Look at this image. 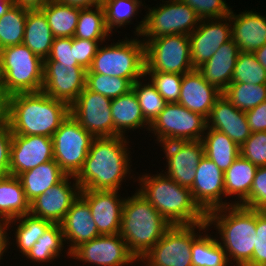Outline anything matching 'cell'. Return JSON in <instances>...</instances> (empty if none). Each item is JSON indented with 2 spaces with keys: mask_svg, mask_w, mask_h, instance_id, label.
Masks as SVG:
<instances>
[{
  "mask_svg": "<svg viewBox=\"0 0 266 266\" xmlns=\"http://www.w3.org/2000/svg\"><path fill=\"white\" fill-rule=\"evenodd\" d=\"M241 206L266 211V166L258 167L253 179L250 195Z\"/></svg>",
  "mask_w": 266,
  "mask_h": 266,
  "instance_id": "47",
  "label": "cell"
},
{
  "mask_svg": "<svg viewBox=\"0 0 266 266\" xmlns=\"http://www.w3.org/2000/svg\"><path fill=\"white\" fill-rule=\"evenodd\" d=\"M140 81L138 79L133 84L132 89L137 96L144 118L151 124L164 109L167 102L159 94L152 82L145 84Z\"/></svg>",
  "mask_w": 266,
  "mask_h": 266,
  "instance_id": "43",
  "label": "cell"
},
{
  "mask_svg": "<svg viewBox=\"0 0 266 266\" xmlns=\"http://www.w3.org/2000/svg\"><path fill=\"white\" fill-rule=\"evenodd\" d=\"M86 73L80 65L44 60L42 91L70 106L86 87Z\"/></svg>",
  "mask_w": 266,
  "mask_h": 266,
  "instance_id": "14",
  "label": "cell"
},
{
  "mask_svg": "<svg viewBox=\"0 0 266 266\" xmlns=\"http://www.w3.org/2000/svg\"><path fill=\"white\" fill-rule=\"evenodd\" d=\"M9 221L5 218L0 216V260L3 259L2 256L4 255V252L7 251L10 242H9V236L6 230L9 229ZM8 236V238H7Z\"/></svg>",
  "mask_w": 266,
  "mask_h": 266,
  "instance_id": "53",
  "label": "cell"
},
{
  "mask_svg": "<svg viewBox=\"0 0 266 266\" xmlns=\"http://www.w3.org/2000/svg\"><path fill=\"white\" fill-rule=\"evenodd\" d=\"M258 167L241 155L224 172L225 197L237 195L233 205H241L250 195Z\"/></svg>",
  "mask_w": 266,
  "mask_h": 266,
  "instance_id": "30",
  "label": "cell"
},
{
  "mask_svg": "<svg viewBox=\"0 0 266 266\" xmlns=\"http://www.w3.org/2000/svg\"><path fill=\"white\" fill-rule=\"evenodd\" d=\"M66 175L53 159L21 173L18 178L21 181L26 199L31 202L37 196L44 194L47 189L59 183Z\"/></svg>",
  "mask_w": 266,
  "mask_h": 266,
  "instance_id": "28",
  "label": "cell"
},
{
  "mask_svg": "<svg viewBox=\"0 0 266 266\" xmlns=\"http://www.w3.org/2000/svg\"><path fill=\"white\" fill-rule=\"evenodd\" d=\"M11 223L19 224L17 225L14 235L16 238V246L23 256L29 252L35 242H37V240L53 224L48 220L33 216L30 213L10 220L9 227L11 226Z\"/></svg>",
  "mask_w": 266,
  "mask_h": 266,
  "instance_id": "36",
  "label": "cell"
},
{
  "mask_svg": "<svg viewBox=\"0 0 266 266\" xmlns=\"http://www.w3.org/2000/svg\"><path fill=\"white\" fill-rule=\"evenodd\" d=\"M4 121V101L0 98V123Z\"/></svg>",
  "mask_w": 266,
  "mask_h": 266,
  "instance_id": "59",
  "label": "cell"
},
{
  "mask_svg": "<svg viewBox=\"0 0 266 266\" xmlns=\"http://www.w3.org/2000/svg\"><path fill=\"white\" fill-rule=\"evenodd\" d=\"M99 47L87 73L126 78L133 84L146 77L145 43L142 40L126 38L107 47Z\"/></svg>",
  "mask_w": 266,
  "mask_h": 266,
  "instance_id": "7",
  "label": "cell"
},
{
  "mask_svg": "<svg viewBox=\"0 0 266 266\" xmlns=\"http://www.w3.org/2000/svg\"><path fill=\"white\" fill-rule=\"evenodd\" d=\"M137 190L171 225H192L206 221V214L195 203L191 190L163 173L143 174Z\"/></svg>",
  "mask_w": 266,
  "mask_h": 266,
  "instance_id": "3",
  "label": "cell"
},
{
  "mask_svg": "<svg viewBox=\"0 0 266 266\" xmlns=\"http://www.w3.org/2000/svg\"><path fill=\"white\" fill-rule=\"evenodd\" d=\"M222 94L233 106L246 112L266 100V84L230 83Z\"/></svg>",
  "mask_w": 266,
  "mask_h": 266,
  "instance_id": "39",
  "label": "cell"
},
{
  "mask_svg": "<svg viewBox=\"0 0 266 266\" xmlns=\"http://www.w3.org/2000/svg\"><path fill=\"white\" fill-rule=\"evenodd\" d=\"M113 137L125 136V131L147 127L150 123L144 118L137 96L133 89L111 101ZM127 129V130H126Z\"/></svg>",
  "mask_w": 266,
  "mask_h": 266,
  "instance_id": "27",
  "label": "cell"
},
{
  "mask_svg": "<svg viewBox=\"0 0 266 266\" xmlns=\"http://www.w3.org/2000/svg\"><path fill=\"white\" fill-rule=\"evenodd\" d=\"M30 213V202L26 199L21 181L8 174L0 177V216L8 221Z\"/></svg>",
  "mask_w": 266,
  "mask_h": 266,
  "instance_id": "31",
  "label": "cell"
},
{
  "mask_svg": "<svg viewBox=\"0 0 266 266\" xmlns=\"http://www.w3.org/2000/svg\"><path fill=\"white\" fill-rule=\"evenodd\" d=\"M258 62L266 69V44L253 52Z\"/></svg>",
  "mask_w": 266,
  "mask_h": 266,
  "instance_id": "56",
  "label": "cell"
},
{
  "mask_svg": "<svg viewBox=\"0 0 266 266\" xmlns=\"http://www.w3.org/2000/svg\"><path fill=\"white\" fill-rule=\"evenodd\" d=\"M229 24V16L200 20L198 27L189 35L194 69L208 61L222 44L232 39Z\"/></svg>",
  "mask_w": 266,
  "mask_h": 266,
  "instance_id": "19",
  "label": "cell"
},
{
  "mask_svg": "<svg viewBox=\"0 0 266 266\" xmlns=\"http://www.w3.org/2000/svg\"><path fill=\"white\" fill-rule=\"evenodd\" d=\"M191 7L200 19L222 18L230 15L225 0H181Z\"/></svg>",
  "mask_w": 266,
  "mask_h": 266,
  "instance_id": "46",
  "label": "cell"
},
{
  "mask_svg": "<svg viewBox=\"0 0 266 266\" xmlns=\"http://www.w3.org/2000/svg\"><path fill=\"white\" fill-rule=\"evenodd\" d=\"M0 98L4 101L3 75H2V69H1V62H0Z\"/></svg>",
  "mask_w": 266,
  "mask_h": 266,
  "instance_id": "58",
  "label": "cell"
},
{
  "mask_svg": "<svg viewBox=\"0 0 266 266\" xmlns=\"http://www.w3.org/2000/svg\"><path fill=\"white\" fill-rule=\"evenodd\" d=\"M246 118L251 133L266 131V100L246 111Z\"/></svg>",
  "mask_w": 266,
  "mask_h": 266,
  "instance_id": "52",
  "label": "cell"
},
{
  "mask_svg": "<svg viewBox=\"0 0 266 266\" xmlns=\"http://www.w3.org/2000/svg\"><path fill=\"white\" fill-rule=\"evenodd\" d=\"M143 42L145 72L184 74L194 69L189 35H163Z\"/></svg>",
  "mask_w": 266,
  "mask_h": 266,
  "instance_id": "10",
  "label": "cell"
},
{
  "mask_svg": "<svg viewBox=\"0 0 266 266\" xmlns=\"http://www.w3.org/2000/svg\"><path fill=\"white\" fill-rule=\"evenodd\" d=\"M95 9V10H94ZM80 8L75 38L94 41H105L111 35L105 22V12L101 5Z\"/></svg>",
  "mask_w": 266,
  "mask_h": 266,
  "instance_id": "34",
  "label": "cell"
},
{
  "mask_svg": "<svg viewBox=\"0 0 266 266\" xmlns=\"http://www.w3.org/2000/svg\"><path fill=\"white\" fill-rule=\"evenodd\" d=\"M64 235L60 224H52L46 232L35 242L25 255L26 258L40 264L51 262L59 257L64 247Z\"/></svg>",
  "mask_w": 266,
  "mask_h": 266,
  "instance_id": "37",
  "label": "cell"
},
{
  "mask_svg": "<svg viewBox=\"0 0 266 266\" xmlns=\"http://www.w3.org/2000/svg\"><path fill=\"white\" fill-rule=\"evenodd\" d=\"M240 155L257 167L266 166V131L251 133L240 146Z\"/></svg>",
  "mask_w": 266,
  "mask_h": 266,
  "instance_id": "45",
  "label": "cell"
},
{
  "mask_svg": "<svg viewBox=\"0 0 266 266\" xmlns=\"http://www.w3.org/2000/svg\"><path fill=\"white\" fill-rule=\"evenodd\" d=\"M51 138L54 160L67 175L76 176L95 137L69 114Z\"/></svg>",
  "mask_w": 266,
  "mask_h": 266,
  "instance_id": "11",
  "label": "cell"
},
{
  "mask_svg": "<svg viewBox=\"0 0 266 266\" xmlns=\"http://www.w3.org/2000/svg\"><path fill=\"white\" fill-rule=\"evenodd\" d=\"M28 9L13 5L0 18V50L23 43Z\"/></svg>",
  "mask_w": 266,
  "mask_h": 266,
  "instance_id": "38",
  "label": "cell"
},
{
  "mask_svg": "<svg viewBox=\"0 0 266 266\" xmlns=\"http://www.w3.org/2000/svg\"><path fill=\"white\" fill-rule=\"evenodd\" d=\"M133 83L126 78L98 73H86V88L107 98L115 99L129 92Z\"/></svg>",
  "mask_w": 266,
  "mask_h": 266,
  "instance_id": "42",
  "label": "cell"
},
{
  "mask_svg": "<svg viewBox=\"0 0 266 266\" xmlns=\"http://www.w3.org/2000/svg\"><path fill=\"white\" fill-rule=\"evenodd\" d=\"M231 83L266 84V69L253 52H239Z\"/></svg>",
  "mask_w": 266,
  "mask_h": 266,
  "instance_id": "41",
  "label": "cell"
},
{
  "mask_svg": "<svg viewBox=\"0 0 266 266\" xmlns=\"http://www.w3.org/2000/svg\"><path fill=\"white\" fill-rule=\"evenodd\" d=\"M221 95V91L208 83L197 69H193L183 74L178 103L208 118Z\"/></svg>",
  "mask_w": 266,
  "mask_h": 266,
  "instance_id": "23",
  "label": "cell"
},
{
  "mask_svg": "<svg viewBox=\"0 0 266 266\" xmlns=\"http://www.w3.org/2000/svg\"><path fill=\"white\" fill-rule=\"evenodd\" d=\"M138 260L142 261V262L145 260L146 262L144 261L143 263L144 264L147 263L146 266H156L154 264H151L144 256L137 257V258H135L134 261H138Z\"/></svg>",
  "mask_w": 266,
  "mask_h": 266,
  "instance_id": "60",
  "label": "cell"
},
{
  "mask_svg": "<svg viewBox=\"0 0 266 266\" xmlns=\"http://www.w3.org/2000/svg\"><path fill=\"white\" fill-rule=\"evenodd\" d=\"M59 3L76 6L79 8H89L101 5L103 0H56Z\"/></svg>",
  "mask_w": 266,
  "mask_h": 266,
  "instance_id": "54",
  "label": "cell"
},
{
  "mask_svg": "<svg viewBox=\"0 0 266 266\" xmlns=\"http://www.w3.org/2000/svg\"><path fill=\"white\" fill-rule=\"evenodd\" d=\"M150 76L151 81L159 94L167 103L178 102L181 91L183 74H173L166 72H145V76Z\"/></svg>",
  "mask_w": 266,
  "mask_h": 266,
  "instance_id": "44",
  "label": "cell"
},
{
  "mask_svg": "<svg viewBox=\"0 0 266 266\" xmlns=\"http://www.w3.org/2000/svg\"><path fill=\"white\" fill-rule=\"evenodd\" d=\"M103 42L105 41L84 40L72 37V48H74V58L77 63L88 70L98 47L102 45L101 43Z\"/></svg>",
  "mask_w": 266,
  "mask_h": 266,
  "instance_id": "49",
  "label": "cell"
},
{
  "mask_svg": "<svg viewBox=\"0 0 266 266\" xmlns=\"http://www.w3.org/2000/svg\"><path fill=\"white\" fill-rule=\"evenodd\" d=\"M206 222L218 229V243L229 263L234 264L233 260L236 266H246L251 261L257 234L255 209L241 205L218 208L206 214Z\"/></svg>",
  "mask_w": 266,
  "mask_h": 266,
  "instance_id": "4",
  "label": "cell"
},
{
  "mask_svg": "<svg viewBox=\"0 0 266 266\" xmlns=\"http://www.w3.org/2000/svg\"><path fill=\"white\" fill-rule=\"evenodd\" d=\"M206 129V117L174 102L166 103L164 109L150 124L149 131L157 135L158 143L164 144L202 140Z\"/></svg>",
  "mask_w": 266,
  "mask_h": 266,
  "instance_id": "9",
  "label": "cell"
},
{
  "mask_svg": "<svg viewBox=\"0 0 266 266\" xmlns=\"http://www.w3.org/2000/svg\"><path fill=\"white\" fill-rule=\"evenodd\" d=\"M167 159V177L179 185L191 188L196 175V167L204 156L202 140L174 141L161 144Z\"/></svg>",
  "mask_w": 266,
  "mask_h": 266,
  "instance_id": "16",
  "label": "cell"
},
{
  "mask_svg": "<svg viewBox=\"0 0 266 266\" xmlns=\"http://www.w3.org/2000/svg\"><path fill=\"white\" fill-rule=\"evenodd\" d=\"M239 52L238 46L231 39L222 44L216 53L197 70L208 83L223 92L232 81Z\"/></svg>",
  "mask_w": 266,
  "mask_h": 266,
  "instance_id": "26",
  "label": "cell"
},
{
  "mask_svg": "<svg viewBox=\"0 0 266 266\" xmlns=\"http://www.w3.org/2000/svg\"><path fill=\"white\" fill-rule=\"evenodd\" d=\"M190 190L195 203L205 214L233 205L222 200V196L225 195L224 172L205 155L196 167L195 179Z\"/></svg>",
  "mask_w": 266,
  "mask_h": 266,
  "instance_id": "18",
  "label": "cell"
},
{
  "mask_svg": "<svg viewBox=\"0 0 266 266\" xmlns=\"http://www.w3.org/2000/svg\"><path fill=\"white\" fill-rule=\"evenodd\" d=\"M44 60H53L59 64L79 65L74 58L72 37L54 38L50 54Z\"/></svg>",
  "mask_w": 266,
  "mask_h": 266,
  "instance_id": "50",
  "label": "cell"
},
{
  "mask_svg": "<svg viewBox=\"0 0 266 266\" xmlns=\"http://www.w3.org/2000/svg\"><path fill=\"white\" fill-rule=\"evenodd\" d=\"M14 0H0V18L14 5Z\"/></svg>",
  "mask_w": 266,
  "mask_h": 266,
  "instance_id": "57",
  "label": "cell"
},
{
  "mask_svg": "<svg viewBox=\"0 0 266 266\" xmlns=\"http://www.w3.org/2000/svg\"><path fill=\"white\" fill-rule=\"evenodd\" d=\"M54 159L51 137L12 134L9 174L19 176Z\"/></svg>",
  "mask_w": 266,
  "mask_h": 266,
  "instance_id": "20",
  "label": "cell"
},
{
  "mask_svg": "<svg viewBox=\"0 0 266 266\" xmlns=\"http://www.w3.org/2000/svg\"><path fill=\"white\" fill-rule=\"evenodd\" d=\"M111 101L85 87L70 105V115L95 138L113 137Z\"/></svg>",
  "mask_w": 266,
  "mask_h": 266,
  "instance_id": "13",
  "label": "cell"
},
{
  "mask_svg": "<svg viewBox=\"0 0 266 266\" xmlns=\"http://www.w3.org/2000/svg\"><path fill=\"white\" fill-rule=\"evenodd\" d=\"M196 228L200 233L206 232L209 227L206 221L192 225H172L144 257L156 266H192L191 246L199 235L195 233Z\"/></svg>",
  "mask_w": 266,
  "mask_h": 266,
  "instance_id": "12",
  "label": "cell"
},
{
  "mask_svg": "<svg viewBox=\"0 0 266 266\" xmlns=\"http://www.w3.org/2000/svg\"><path fill=\"white\" fill-rule=\"evenodd\" d=\"M127 140L123 136L93 140L83 167L75 176L81 190L119 191L121 182L131 174Z\"/></svg>",
  "mask_w": 266,
  "mask_h": 266,
  "instance_id": "2",
  "label": "cell"
},
{
  "mask_svg": "<svg viewBox=\"0 0 266 266\" xmlns=\"http://www.w3.org/2000/svg\"><path fill=\"white\" fill-rule=\"evenodd\" d=\"M12 133L8 125L0 123V177L9 174Z\"/></svg>",
  "mask_w": 266,
  "mask_h": 266,
  "instance_id": "51",
  "label": "cell"
},
{
  "mask_svg": "<svg viewBox=\"0 0 266 266\" xmlns=\"http://www.w3.org/2000/svg\"><path fill=\"white\" fill-rule=\"evenodd\" d=\"M216 237L198 235L192 242V266H228L230 265L224 248Z\"/></svg>",
  "mask_w": 266,
  "mask_h": 266,
  "instance_id": "35",
  "label": "cell"
},
{
  "mask_svg": "<svg viewBox=\"0 0 266 266\" xmlns=\"http://www.w3.org/2000/svg\"><path fill=\"white\" fill-rule=\"evenodd\" d=\"M60 225L65 243L66 241L70 243L68 256L82 243L89 242L100 235L90 207L81 196L73 202Z\"/></svg>",
  "mask_w": 266,
  "mask_h": 266,
  "instance_id": "24",
  "label": "cell"
},
{
  "mask_svg": "<svg viewBox=\"0 0 266 266\" xmlns=\"http://www.w3.org/2000/svg\"><path fill=\"white\" fill-rule=\"evenodd\" d=\"M69 114L67 103L43 91L13 94L4 101V122L16 135L52 137Z\"/></svg>",
  "mask_w": 266,
  "mask_h": 266,
  "instance_id": "1",
  "label": "cell"
},
{
  "mask_svg": "<svg viewBox=\"0 0 266 266\" xmlns=\"http://www.w3.org/2000/svg\"><path fill=\"white\" fill-rule=\"evenodd\" d=\"M157 8H149L148 13L136 26L135 34L145 37L143 41L163 35H190L199 25L196 12L181 0L163 1ZM148 40H147V39Z\"/></svg>",
  "mask_w": 266,
  "mask_h": 266,
  "instance_id": "8",
  "label": "cell"
},
{
  "mask_svg": "<svg viewBox=\"0 0 266 266\" xmlns=\"http://www.w3.org/2000/svg\"><path fill=\"white\" fill-rule=\"evenodd\" d=\"M143 5L141 0H103L107 29L112 33L113 28L128 25Z\"/></svg>",
  "mask_w": 266,
  "mask_h": 266,
  "instance_id": "40",
  "label": "cell"
},
{
  "mask_svg": "<svg viewBox=\"0 0 266 266\" xmlns=\"http://www.w3.org/2000/svg\"><path fill=\"white\" fill-rule=\"evenodd\" d=\"M50 0H14L15 5H19L27 9H41Z\"/></svg>",
  "mask_w": 266,
  "mask_h": 266,
  "instance_id": "55",
  "label": "cell"
},
{
  "mask_svg": "<svg viewBox=\"0 0 266 266\" xmlns=\"http://www.w3.org/2000/svg\"><path fill=\"white\" fill-rule=\"evenodd\" d=\"M41 10L44 12L54 38L74 37L80 8L50 0Z\"/></svg>",
  "mask_w": 266,
  "mask_h": 266,
  "instance_id": "33",
  "label": "cell"
},
{
  "mask_svg": "<svg viewBox=\"0 0 266 266\" xmlns=\"http://www.w3.org/2000/svg\"><path fill=\"white\" fill-rule=\"evenodd\" d=\"M71 257L93 266H125L135 262L120 234L99 235L75 248Z\"/></svg>",
  "mask_w": 266,
  "mask_h": 266,
  "instance_id": "15",
  "label": "cell"
},
{
  "mask_svg": "<svg viewBox=\"0 0 266 266\" xmlns=\"http://www.w3.org/2000/svg\"><path fill=\"white\" fill-rule=\"evenodd\" d=\"M171 226L137 191L125 198L119 234L135 258L144 256Z\"/></svg>",
  "mask_w": 266,
  "mask_h": 266,
  "instance_id": "5",
  "label": "cell"
},
{
  "mask_svg": "<svg viewBox=\"0 0 266 266\" xmlns=\"http://www.w3.org/2000/svg\"><path fill=\"white\" fill-rule=\"evenodd\" d=\"M207 128L226 134L239 147L251 135L246 112L233 106L223 94L215 101L211 109L207 118Z\"/></svg>",
  "mask_w": 266,
  "mask_h": 266,
  "instance_id": "22",
  "label": "cell"
},
{
  "mask_svg": "<svg viewBox=\"0 0 266 266\" xmlns=\"http://www.w3.org/2000/svg\"><path fill=\"white\" fill-rule=\"evenodd\" d=\"M256 233L252 259L246 266H266V211L256 210Z\"/></svg>",
  "mask_w": 266,
  "mask_h": 266,
  "instance_id": "48",
  "label": "cell"
},
{
  "mask_svg": "<svg viewBox=\"0 0 266 266\" xmlns=\"http://www.w3.org/2000/svg\"><path fill=\"white\" fill-rule=\"evenodd\" d=\"M118 190H81L80 196L87 202L100 235L119 234L122 208L125 198H119Z\"/></svg>",
  "mask_w": 266,
  "mask_h": 266,
  "instance_id": "21",
  "label": "cell"
},
{
  "mask_svg": "<svg viewBox=\"0 0 266 266\" xmlns=\"http://www.w3.org/2000/svg\"><path fill=\"white\" fill-rule=\"evenodd\" d=\"M229 18L232 40L240 51L254 52L266 44L265 16L256 11H245L236 15L231 9Z\"/></svg>",
  "mask_w": 266,
  "mask_h": 266,
  "instance_id": "25",
  "label": "cell"
},
{
  "mask_svg": "<svg viewBox=\"0 0 266 266\" xmlns=\"http://www.w3.org/2000/svg\"><path fill=\"white\" fill-rule=\"evenodd\" d=\"M72 178L75 180L73 185L69 182ZM80 191L75 176L66 175L59 183L30 202V214L53 224H60L73 202L80 196Z\"/></svg>",
  "mask_w": 266,
  "mask_h": 266,
  "instance_id": "17",
  "label": "cell"
},
{
  "mask_svg": "<svg viewBox=\"0 0 266 266\" xmlns=\"http://www.w3.org/2000/svg\"><path fill=\"white\" fill-rule=\"evenodd\" d=\"M202 138L204 155L211 159L222 172H225L240 156V147L226 134L207 128Z\"/></svg>",
  "mask_w": 266,
  "mask_h": 266,
  "instance_id": "32",
  "label": "cell"
},
{
  "mask_svg": "<svg viewBox=\"0 0 266 266\" xmlns=\"http://www.w3.org/2000/svg\"><path fill=\"white\" fill-rule=\"evenodd\" d=\"M53 40L44 12L41 9H28L23 44L44 60L50 54Z\"/></svg>",
  "mask_w": 266,
  "mask_h": 266,
  "instance_id": "29",
  "label": "cell"
},
{
  "mask_svg": "<svg viewBox=\"0 0 266 266\" xmlns=\"http://www.w3.org/2000/svg\"><path fill=\"white\" fill-rule=\"evenodd\" d=\"M5 99L13 94L42 91L44 60L25 44L0 50Z\"/></svg>",
  "mask_w": 266,
  "mask_h": 266,
  "instance_id": "6",
  "label": "cell"
}]
</instances>
